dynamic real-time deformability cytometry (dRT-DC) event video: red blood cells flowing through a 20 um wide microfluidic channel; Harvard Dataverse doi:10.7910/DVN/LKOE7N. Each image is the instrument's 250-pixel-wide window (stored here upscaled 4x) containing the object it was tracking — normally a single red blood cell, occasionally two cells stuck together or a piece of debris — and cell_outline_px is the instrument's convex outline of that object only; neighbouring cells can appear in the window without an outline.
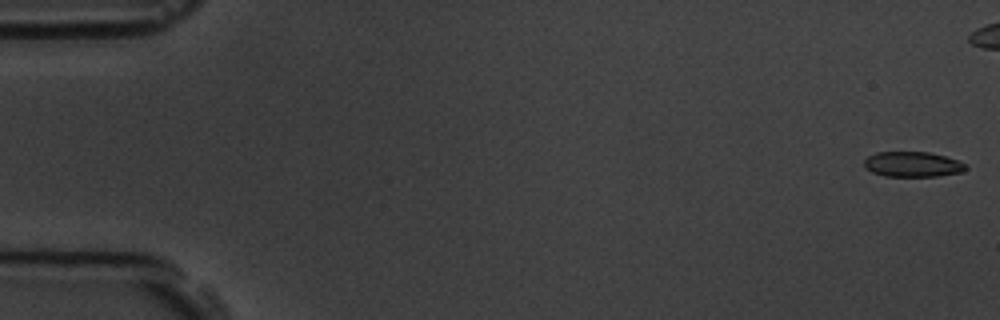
{"species": "common noctule bat (a hibernating species)", "species_latin": "Nyctalus noctula", "temperature_condition": "room temperature", "stored_images_in_passage": 11, "camera_frame_rate_fps": 3000, "um_per_image_px": 0.085, "animal": {"sex": "male", "body_mass_g": 19.5, "forearm_length_mm": 54.6}, "frame": {"image": 1, "passage_image": 1, "time_ms": 0.0, "image_size_px": [1000, 320], "cell_outline_px": [[968, 168], [964, 172], [936, 176], [884, 176], [872, 172], [864, 168], [864, 160], [868, 156], [876, 152], [928, 152], [944, 156], [968, 164]], "centroid_in_image_um": [77.58, 13.97], "position_along_channel_um": 7.4, "area_um2": 15.03}}
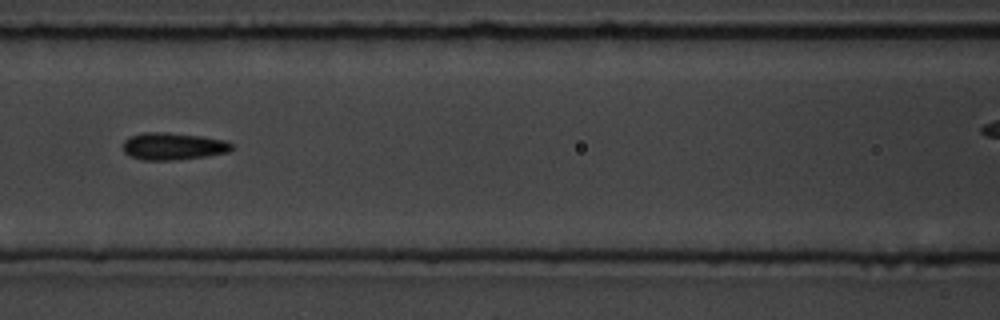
{"frame": {"image": 2, "passage_image": 8, "time_ms": 8.0, "image_size_px": [1000, 320], "cell_outline_px": [[232, 148], [228, 152], [208, 156], [172, 160], [144, 160], [132, 156], [124, 152], [124, 140], [128, 136], [144, 132], [168, 132], [200, 136], [224, 140], [232, 144]], "centroid_in_image_um": [14.7, 12.42], "position_along_channel_um": 151.9, "area_um2": 17.17}}
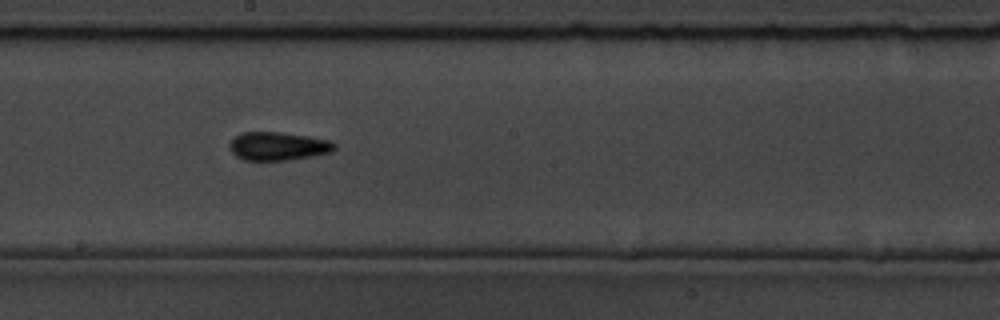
{"frame": {"image": 3, "passage_image": 10, "time_ms": 10.0, "image_size_px": [1000, 320], "cell_outline_px": [[336, 148], [332, 152], [312, 156], [288, 160], [244, 160], [236, 156], [228, 148], [228, 144], [240, 132], [280, 132], [308, 136], [328, 140], [336, 144]], "centroid_in_image_um": [23.62, 12.42], "position_along_channel_um": 224.6, "area_um2": 17.4}}